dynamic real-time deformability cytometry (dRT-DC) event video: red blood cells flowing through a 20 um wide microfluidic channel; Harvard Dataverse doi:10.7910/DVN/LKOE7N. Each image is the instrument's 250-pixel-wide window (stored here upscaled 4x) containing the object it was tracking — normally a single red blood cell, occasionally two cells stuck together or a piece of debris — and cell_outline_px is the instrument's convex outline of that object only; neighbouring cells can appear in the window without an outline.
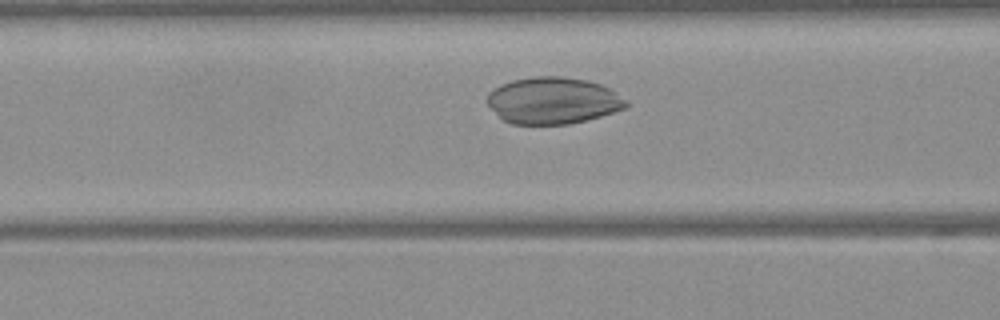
{"species": "Egyptian fruit bat (a non-hibernating species)", "species_latin": "Rousettus aegyptiacus", "temperature_condition": "warm", "stored_images_in_passage": 27, "camera_frame_rate_fps": 3000, "um_per_image_px": 0.085, "frame": {"image": 1, "passage_image": 6, "time_ms": 1.667, "image_size_px": [1000, 320], "cell_outline_px": [[628, 104], [624, 108], [600, 116], [568, 124], [512, 124], [504, 120], [484, 100], [488, 92], [492, 88], [500, 84], [512, 80], [536, 76], [564, 76], [588, 80], [600, 84], [616, 92], [628, 100]], "centroid_in_image_um": [46.98, 8.53], "position_along_channel_um": 119.6, "area_um2": 37.86}}
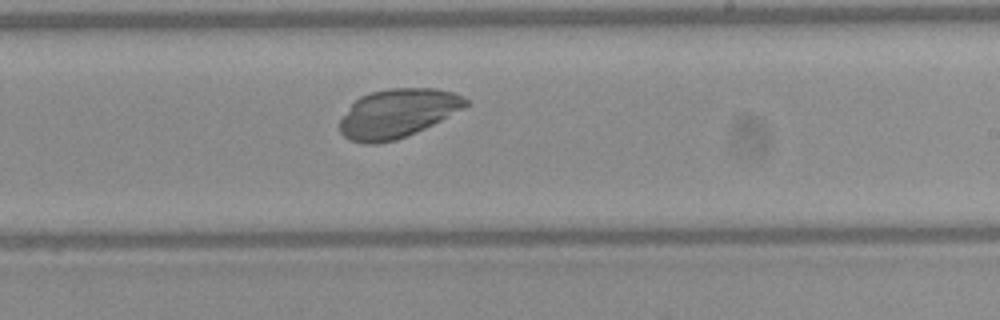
{"frame": {"image": 2, "passage_image": 16, "time_ms": 5.0, "image_size_px": [1000, 320], "cell_outline_px": [[468, 104], [464, 108], [416, 132], [396, 140], [376, 144], [364, 144], [352, 140], [344, 136], [340, 132], [340, 120], [352, 104], [360, 96], [372, 92], [388, 88], [436, 88], [452, 92], [464, 96], [468, 100]], "centroid_in_image_um": [33.79, 9.63], "position_along_channel_um": 255.2, "area_um2": 35.55}}
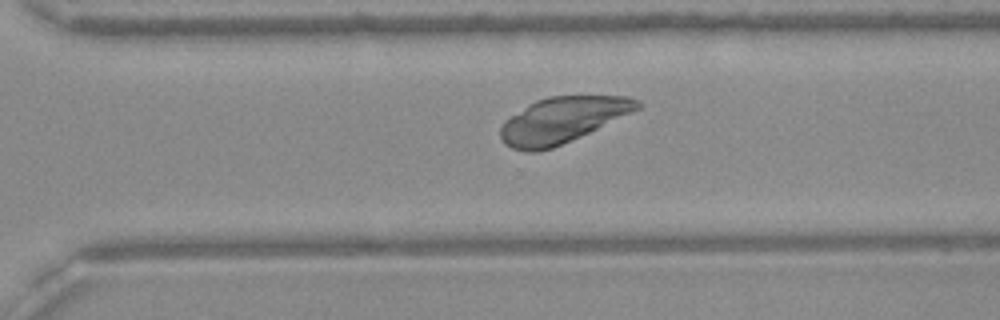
{"frame": {"image": 3, "passage_image": 21, "time_ms": 6.667, "image_size_px": [1000, 320], "cell_outline_px": [[644, 104], [640, 108], [580, 136], [552, 148], [536, 152], [528, 152], [512, 148], [504, 144], [500, 136], [500, 128], [504, 120], [528, 104], [536, 100], [548, 96], [628, 96], [640, 100]], "centroid_in_image_um": [47.77, 10.19], "position_along_channel_um": 322.8, "area_um2": 36.3}}